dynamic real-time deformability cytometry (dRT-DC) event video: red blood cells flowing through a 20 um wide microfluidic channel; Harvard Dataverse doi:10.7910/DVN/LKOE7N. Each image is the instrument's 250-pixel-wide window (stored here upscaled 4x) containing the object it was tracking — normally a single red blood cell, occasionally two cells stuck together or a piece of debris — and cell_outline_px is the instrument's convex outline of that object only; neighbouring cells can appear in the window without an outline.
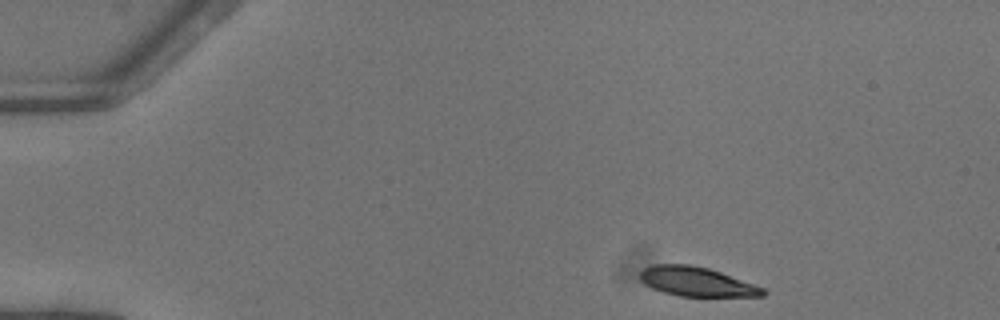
{"species": "common noctule bat (a hibernating species)", "species_latin": "Nyctalus noctula", "temperature_condition": "warm", "stored_images_in_passage": 44, "camera_frame_rate_fps": 3000, "um_per_image_px": 0.085, "animal": {"sex": "female"}, "frame": {"image": 1, "passage_image": 1, "time_ms": 0.0, "image_size_px": [1000, 320], "cell_outline_px": [[768, 292], [764, 296], [680, 296], [664, 292], [652, 288], [644, 284], [640, 280], [640, 272], [644, 268], [652, 264], [688, 264], [708, 268], [720, 272], [764, 288]], "centroid_in_image_um": [59.19, 23.94], "position_along_channel_um": 25.8, "area_um2": 20.87}}
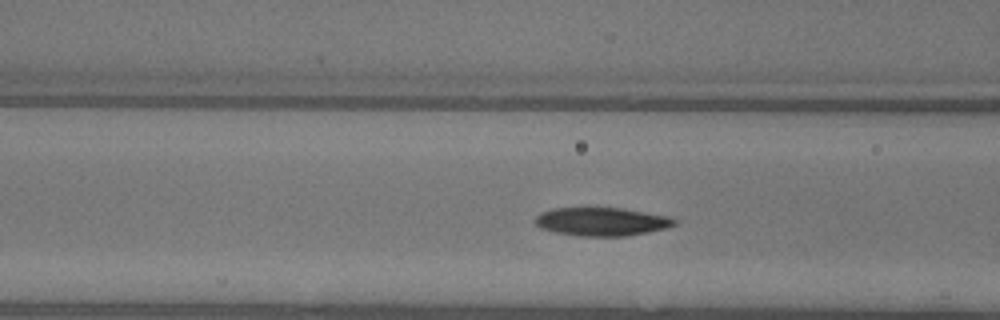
{"frame": {"image": 2, "passage_image": 14, "time_ms": 4.333, "image_size_px": [1000, 320], "cell_outline_px": [[676, 224], [668, 228], [648, 232], [624, 236], [576, 236], [556, 232], [540, 228], [532, 220], [540, 212], [552, 208], [620, 208], [668, 216], [676, 220]], "centroid_in_image_um": [51.1, 18.84], "position_along_channel_um": 115.5, "area_um2": 23.06}}
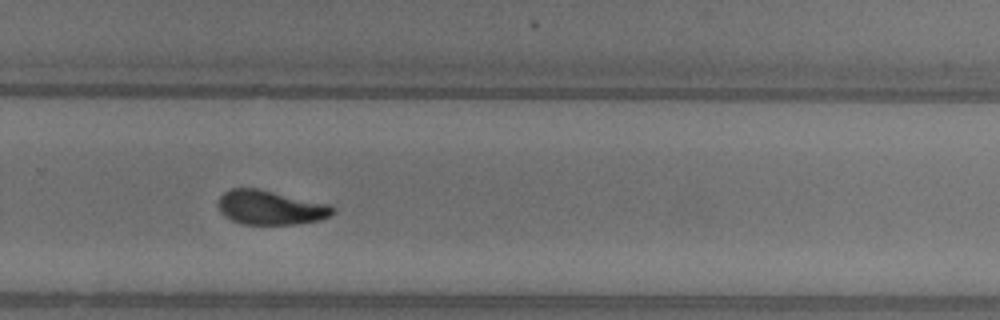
{"frame": {"image": 3, "passage_image": 28, "time_ms": 9.0, "image_size_px": [1000, 320], "cell_outline_px": [[336, 212], [328, 216], [316, 220], [296, 224], [240, 224], [224, 216], [220, 212], [216, 204], [220, 196], [224, 192], [232, 188], [260, 188], [332, 204], [336, 208]], "centroid_in_image_um": [22.98, 17.62], "position_along_channel_um": 306.8, "area_um2": 23.29}, "authors_computed_cell_mechanics": {"area_um2": 23.2356, "velocity_mm_per_s": 4.1001, "shape_relaxation_time_tau1_ms": 3.3267, "shape_relaxation_time_tau2_ms": 2.6352, "deformation_change_tau1": 0.1595, "deformation_change_tau2": 0.0619}}